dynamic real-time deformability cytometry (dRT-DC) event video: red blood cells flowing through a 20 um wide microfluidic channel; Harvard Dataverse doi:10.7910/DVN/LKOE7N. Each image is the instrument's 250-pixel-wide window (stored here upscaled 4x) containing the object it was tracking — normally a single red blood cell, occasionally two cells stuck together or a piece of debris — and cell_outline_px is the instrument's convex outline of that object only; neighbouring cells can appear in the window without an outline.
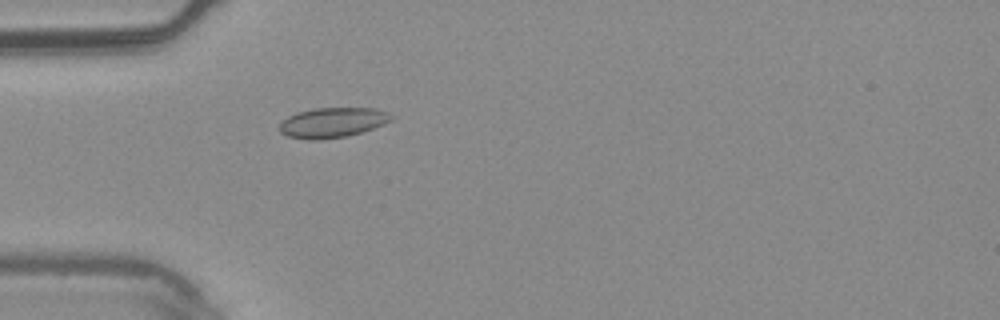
{"species": "common noctule bat (a hibernating species)", "species_latin": "Nyctalus noctula", "temperature_condition": "warm", "stored_images_in_passage": 3, "camera_frame_rate_fps": 3000, "um_per_image_px": 0.085, "animal": {"sex": "male", "body_mass_g": 20.4}, "frame": {"image": 1, "passage_image": 3, "time_ms": 0.667, "image_size_px": [1000, 320], "cell_outline_px": [[392, 120], [384, 124], [348, 136], [320, 140], [308, 140], [288, 136], [280, 132], [280, 124], [288, 116], [296, 112], [316, 108], [376, 108], [388, 112], [392, 116]], "centroid_in_image_um": [28.26, 10.42], "position_along_channel_um": 56.7, "area_um2": 19.54}}